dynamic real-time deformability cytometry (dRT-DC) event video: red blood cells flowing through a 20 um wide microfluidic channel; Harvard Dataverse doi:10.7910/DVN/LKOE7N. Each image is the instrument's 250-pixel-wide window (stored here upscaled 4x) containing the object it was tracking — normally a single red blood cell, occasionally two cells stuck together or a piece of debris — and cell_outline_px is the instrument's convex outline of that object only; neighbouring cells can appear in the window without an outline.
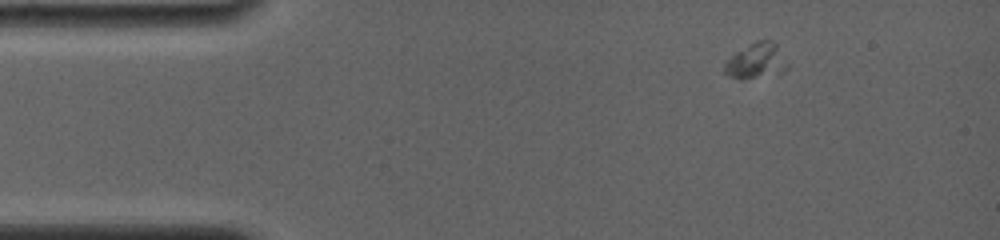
{"species": "common noctule bat (a hibernating species)", "species_latin": "Nyctalus noctula", "temperature_condition": "room temperature", "stored_images_in_passage": 8, "camera_frame_rate_fps": 4000, "um_per_image_px": 0.085, "animal": {"sex": "female", "body_mass_g": 19.0, "forearm_length_mm": 56.7}, "frame": {"image": 1, "passage_image": 3, "time_ms": 1.25, "image_size_px": [1000, 240], "cell_outline_px": [[788, 68], [784, 72], [740, 80], [728, 76], [724, 72], [724, 64], [736, 52], [756, 40], [772, 40], [776, 44], [788, 64]], "centroid_in_image_um": [64.28, 5.19], "position_along_channel_um": 20.7, "area_um2": 12.89}}
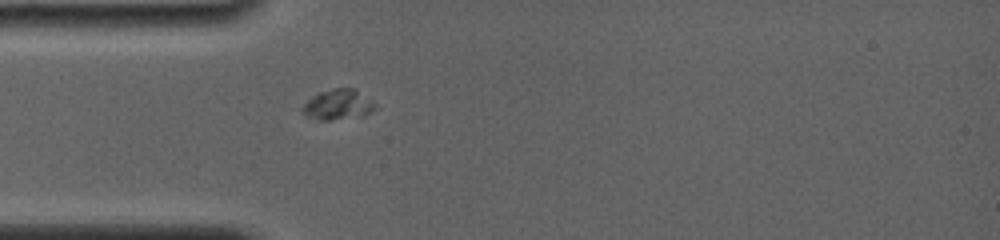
{"frame": {"image": 2, "passage_image": 8, "time_ms": 4.0, "image_size_px": [1000, 240], "cell_outline_px": [[376, 108], [364, 116], [332, 120], [320, 120], [308, 116], [300, 108], [316, 92], [332, 88], [356, 88], [372, 100], [376, 104]], "centroid_in_image_um": [28.76, 8.87], "position_along_channel_um": 56.2, "area_um2": 13.06}}